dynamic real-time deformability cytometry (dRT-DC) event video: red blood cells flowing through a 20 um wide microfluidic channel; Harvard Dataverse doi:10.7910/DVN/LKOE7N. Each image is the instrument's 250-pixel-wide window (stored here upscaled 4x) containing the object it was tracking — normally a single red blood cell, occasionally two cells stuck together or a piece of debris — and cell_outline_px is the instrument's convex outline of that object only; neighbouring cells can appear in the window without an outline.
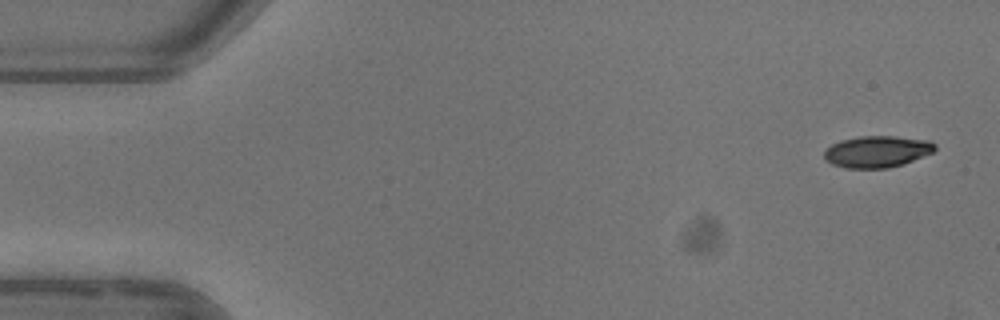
{"species": "common noctule bat (a hibernating species)", "species_latin": "Nyctalus noctula", "temperature_condition": "warm", "stored_images_in_passage": 3, "camera_frame_rate_fps": 3000, "um_per_image_px": 0.085, "animal": {"sex": "female"}, "frame": {"image": 1, "passage_image": 1, "time_ms": 0.0, "image_size_px": [1000, 320], "cell_outline_px": [[936, 148], [932, 152], [904, 164], [888, 168], [848, 168], [832, 164], [824, 156], [824, 152], [832, 144], [840, 140], [860, 136], [896, 136], [928, 140], [936, 144]], "centroid_in_image_um": [74.57, 12.88], "position_along_channel_um": 10.4, "area_um2": 20.29}}